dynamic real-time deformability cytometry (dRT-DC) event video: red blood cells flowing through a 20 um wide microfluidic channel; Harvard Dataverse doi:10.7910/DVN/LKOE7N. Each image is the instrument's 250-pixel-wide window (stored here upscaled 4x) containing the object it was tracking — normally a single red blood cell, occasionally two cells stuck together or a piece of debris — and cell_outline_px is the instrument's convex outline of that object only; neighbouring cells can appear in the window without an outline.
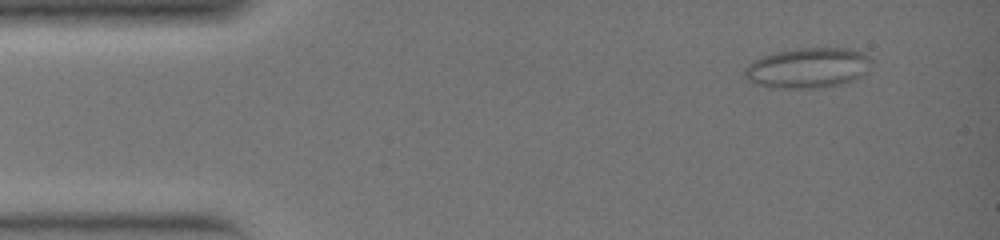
{"species": "common noctule bat (a hibernating species)", "species_latin": "Nyctalus noctula", "temperature_condition": "warm", "stored_images_in_passage": 33, "camera_frame_rate_fps": 3000, "um_per_image_px": 0.085, "animal": {"sex": "female", "body_mass_g": 19.0, "forearm_length_mm": 51.5}, "frame": {"image": 1, "passage_image": 4, "time_ms": 1.0, "image_size_px": [1000, 240], "cell_outline_px": [[872, 64], [868, 72], [864, 76], [848, 84], [824, 88], [768, 88], [756, 84], [748, 80], [744, 76], [744, 68], [752, 60], [760, 56], [776, 52], [796, 48], [844, 48], [864, 52], [872, 60]], "centroid_in_image_um": [68.71, 5.79], "position_along_channel_um": 16.3, "area_um2": 30.69}}
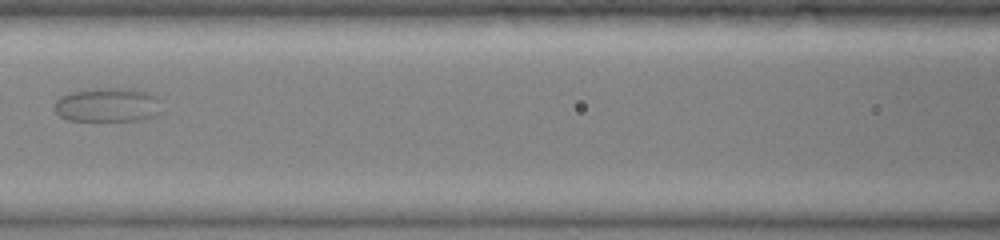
{"frame": {"image": 2, "passage_image": 18, "time_ms": 5.667, "image_size_px": [1000, 240], "cell_outline_px": [[160, 112], [156, 116], [140, 120], [68, 120], [60, 116], [52, 108], [56, 100], [60, 96], [84, 88], [132, 88], [156, 96]], "centroid_in_image_um": [9.09, 8.9], "position_along_channel_um": 157.5, "area_um2": 21.39}}
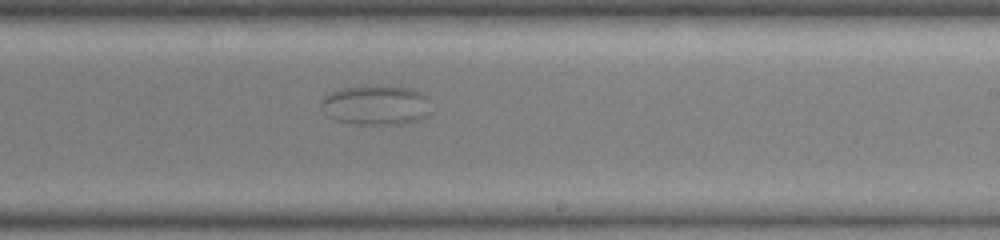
{"frame": {"image": 3, "passage_image": 24, "time_ms": 7.667, "image_size_px": [1000, 240], "cell_outline_px": [[432, 112], [408, 124], [356, 124], [332, 120], [320, 108], [320, 100], [324, 96], [340, 88], [412, 88], [428, 96]], "centroid_in_image_um": [31.95, 8.98], "position_along_channel_um": 257.0, "area_um2": 25.2}}